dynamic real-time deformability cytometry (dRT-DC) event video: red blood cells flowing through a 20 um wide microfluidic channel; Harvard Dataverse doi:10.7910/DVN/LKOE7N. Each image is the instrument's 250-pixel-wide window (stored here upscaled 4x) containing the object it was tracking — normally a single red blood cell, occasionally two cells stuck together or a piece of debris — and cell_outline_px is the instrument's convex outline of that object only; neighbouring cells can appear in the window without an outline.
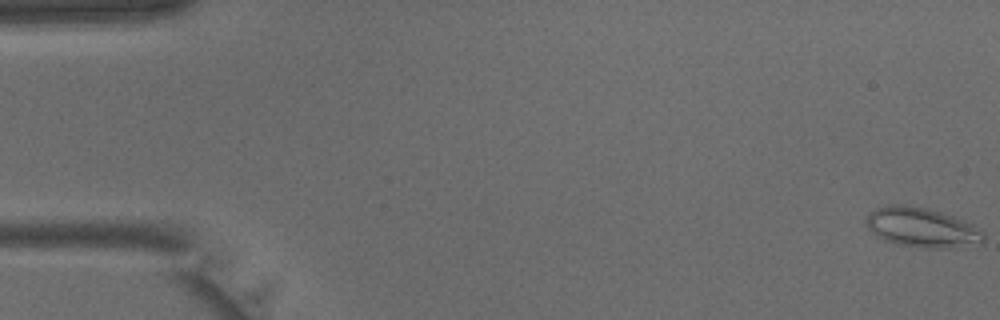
{"species": "common noctule bat (a hibernating species)", "species_latin": "Nyctalus noctula", "temperature_condition": "warm", "stored_images_in_passage": 6, "camera_frame_rate_fps": 3000, "um_per_image_px": 0.085, "animal": {"sex": "male", "body_mass_g": 15.6}, "frame": {"image": 1, "passage_image": 1, "time_ms": 0.0, "image_size_px": [1000, 320], "cell_outline_px": [[984, 244], [948, 248], [920, 248], [896, 244], [884, 240], [876, 236], [868, 228], [864, 220], [868, 212], [876, 208], [888, 204], [900, 204], [928, 208], [964, 220], [972, 224], [984, 232]], "centroid_in_image_um": [78.35, 19.34], "position_along_channel_um": 6.7, "area_um2": 27.57}}